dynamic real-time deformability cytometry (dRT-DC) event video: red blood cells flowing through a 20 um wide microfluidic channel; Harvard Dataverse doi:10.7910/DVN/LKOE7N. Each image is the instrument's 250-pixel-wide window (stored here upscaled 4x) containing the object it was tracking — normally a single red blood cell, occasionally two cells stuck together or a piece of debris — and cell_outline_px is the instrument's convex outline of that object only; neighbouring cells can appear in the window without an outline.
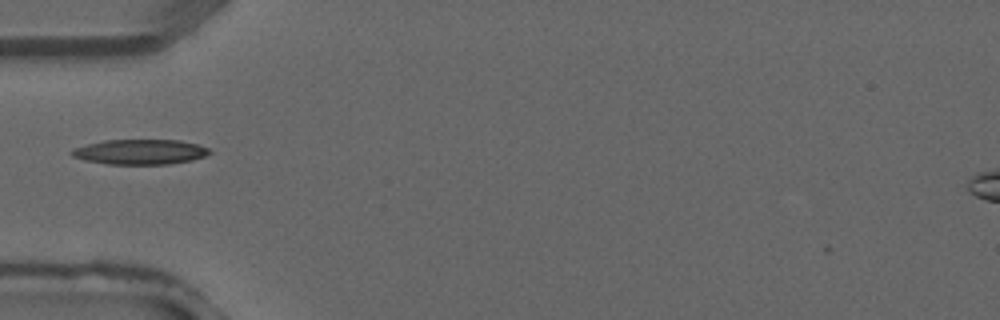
{"species": "common noctule bat (a hibernating species)", "species_latin": "Nyctalus noctula", "temperature_condition": "warm", "stored_images_in_passage": 3, "camera_frame_rate_fps": 3000, "um_per_image_px": 0.085, "animal": {"sex": "male", "forearm_length_mm": 52.5}, "frame": {"image": 1, "passage_image": 3, "time_ms": 0.667, "image_size_px": [1000, 320], "cell_outline_px": [[212, 152], [204, 156], [192, 160], [168, 164], [108, 164], [84, 160], [72, 156], [68, 152], [72, 148], [104, 140], [180, 140], [200, 144], [208, 148]], "centroid_in_image_um": [11.9, 12.9], "position_along_channel_um": 73.1, "area_um2": 20.23}}